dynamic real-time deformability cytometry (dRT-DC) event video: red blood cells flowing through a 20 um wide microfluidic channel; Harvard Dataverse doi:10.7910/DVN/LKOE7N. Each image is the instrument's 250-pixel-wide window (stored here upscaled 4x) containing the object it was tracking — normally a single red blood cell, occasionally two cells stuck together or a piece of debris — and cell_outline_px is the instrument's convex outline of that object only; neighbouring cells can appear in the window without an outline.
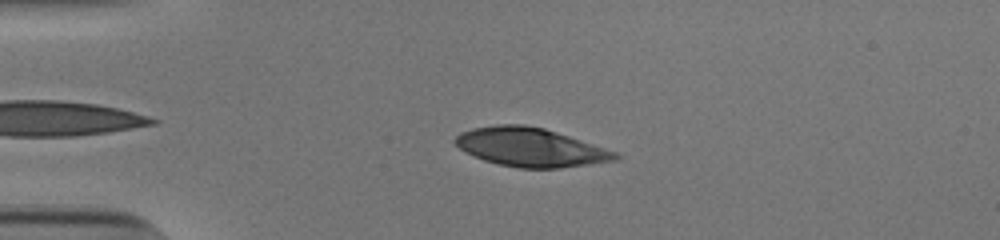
{"species": "human", "species_latin": "Homo sapiens", "temperature_condition": "cold", "stored_images_in_passage": 46, "camera_frame_rate_fps": 3000, "um_per_image_px": 0.085, "donor": {"sex": "male"}, "frame": {"image": 1, "passage_image": 11, "time_ms": 3.333, "image_size_px": [1000, 240], "cell_outline_px": [[620, 156], [616, 160], [560, 168], [520, 168], [500, 164], [484, 160], [460, 148], [452, 140], [460, 132], [472, 128], [496, 124], [524, 124], [544, 128], [616, 152]], "centroid_in_image_um": [45.05, 12.5], "position_along_channel_um": 39.9, "area_um2": 35.66}}
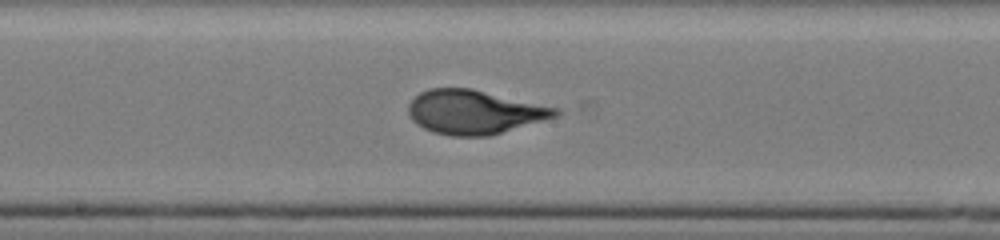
{"frame": {"image": 2, "passage_image": 27, "time_ms": 8.667, "image_size_px": [1000, 240], "cell_outline_px": [[560, 112], [556, 116], [488, 136], [452, 136], [432, 132], [416, 124], [412, 120], [408, 112], [408, 104], [420, 92], [428, 88], [472, 88], [560, 108]], "centroid_in_image_um": [40.29, 9.51], "position_along_channel_um": 207.9, "area_um2": 37.63}}
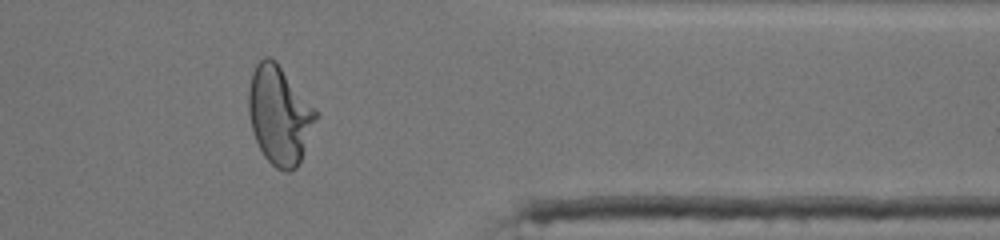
{"frame": {"image": 3, "passage_image": 42, "time_ms": 13.667, "image_size_px": [1000, 240], "cell_outline_px": [[316, 116], [300, 160], [296, 168], [288, 172], [284, 172], [276, 168], [264, 156], [256, 140], [252, 128], [248, 112], [248, 92], [252, 72], [256, 64], [264, 56], [272, 56], [276, 60], [316, 108]], "centroid_in_image_um": [23.72, 9.73], "position_along_channel_um": 387.7, "area_um2": 38.26}, "authors_computed_cell_mechanics": {"area_um2": 36.8186, "velocity_mm_per_s": 3.8549, "shape_relaxation_time_tau1_ms": 3.8176, "shape_relaxation_time_tau2_ms": null, "deformation_change_tau1": 0.2172, "deformation_change_tau2": null}}